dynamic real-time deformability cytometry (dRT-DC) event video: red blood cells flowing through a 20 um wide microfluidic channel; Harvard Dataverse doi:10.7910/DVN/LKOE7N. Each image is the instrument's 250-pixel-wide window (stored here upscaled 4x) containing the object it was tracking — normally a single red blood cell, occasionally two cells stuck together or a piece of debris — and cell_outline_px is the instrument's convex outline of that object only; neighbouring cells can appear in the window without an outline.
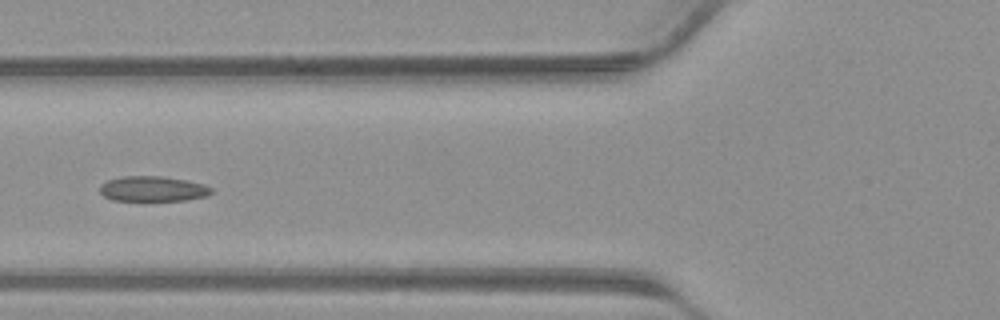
{"species": "common noctule bat (a hibernating species)", "species_latin": "Nyctalus noctula", "temperature_condition": "warm", "stored_images_in_passage": 36, "camera_frame_rate_fps": 3000, "um_per_image_px": 0.085, "animal": {"sex": "male", "body_mass_g": 23.1, "forearm_length_mm": 52.7}, "frame": {"image": 1, "passage_image": 15, "time_ms": 4.667, "image_size_px": [1000, 320], "cell_outline_px": [[212, 192], [208, 196], [184, 200], [112, 200], [104, 196], [100, 192], [100, 184], [108, 180], [120, 176], [164, 176], [204, 184], [212, 188]], "centroid_in_image_um": [12.98, 16.04], "position_along_channel_um": 112.8, "area_um2": 16.36}}
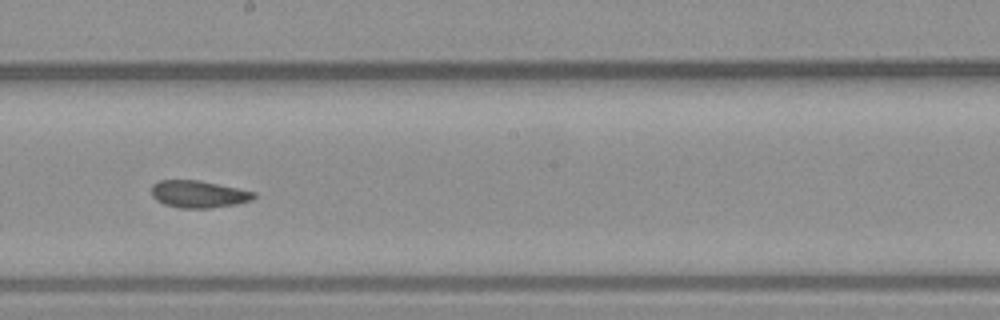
{"frame": {"image": 2, "passage_image": 22, "time_ms": 7.0, "image_size_px": [1000, 320], "cell_outline_px": [[256, 196], [252, 200], [236, 204], [212, 208], [180, 208], [164, 204], [156, 200], [152, 196], [152, 184], [156, 180], [200, 180], [256, 192]], "centroid_in_image_um": [16.87, 16.5], "position_along_channel_um": 231.3, "area_um2": 16.36}}
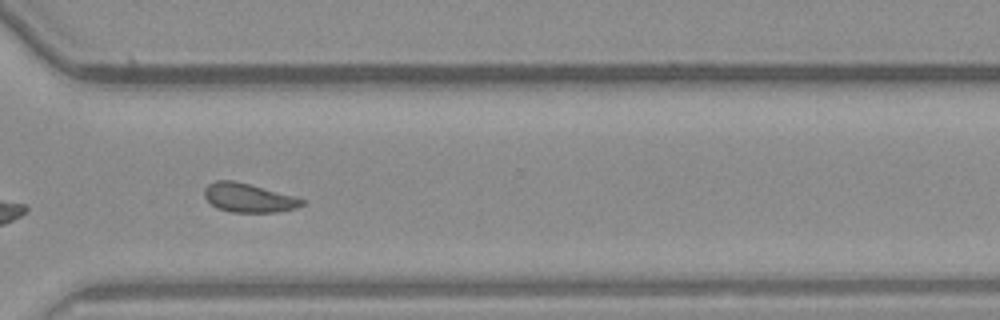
{"frame": {"image": 3, "passage_image": 29, "time_ms": 9.333, "image_size_px": [1000, 320], "cell_outline_px": [[304, 204], [296, 208], [272, 212], [232, 212], [216, 208], [204, 196], [204, 188], [208, 184], [216, 180], [236, 180], [296, 196], [304, 200]], "centroid_in_image_um": [21.12, 16.79], "position_along_channel_um": 349.5, "area_um2": 16.53}}